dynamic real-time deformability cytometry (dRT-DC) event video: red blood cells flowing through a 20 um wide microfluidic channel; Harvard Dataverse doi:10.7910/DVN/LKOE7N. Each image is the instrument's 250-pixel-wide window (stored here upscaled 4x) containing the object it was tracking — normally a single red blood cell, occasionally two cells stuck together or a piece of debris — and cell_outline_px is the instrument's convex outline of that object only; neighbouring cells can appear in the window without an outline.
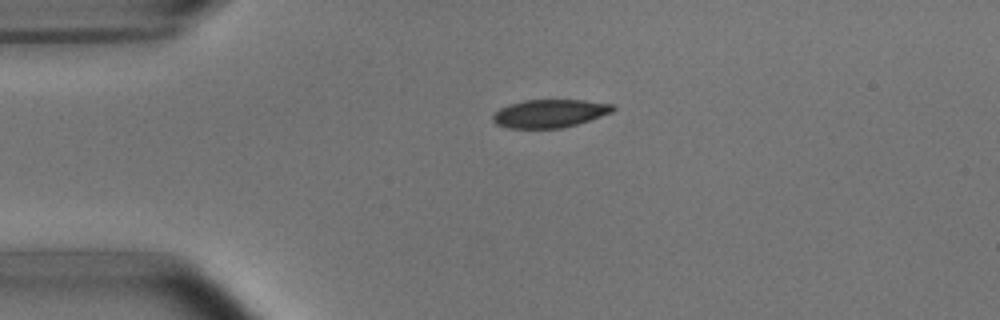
{"species": "common noctule bat (a hibernating species)", "species_latin": "Nyctalus noctula", "temperature_condition": "room temperature", "stored_images_in_passage": 41, "camera_frame_rate_fps": 3000, "um_per_image_px": 0.085, "animal": {"sex": "male", "body_mass_g": 15.6}, "frame": {"image": 1, "passage_image": 1, "time_ms": 0.0, "image_size_px": [1000, 320], "cell_outline_px": [[616, 108], [612, 112], [576, 124], [560, 128], [508, 128], [496, 124], [492, 120], [492, 116], [500, 108], [524, 100], [580, 100], [612, 104]], "centroid_in_image_um": [46.7, 9.64], "position_along_channel_um": 38.3, "area_um2": 19.36}}
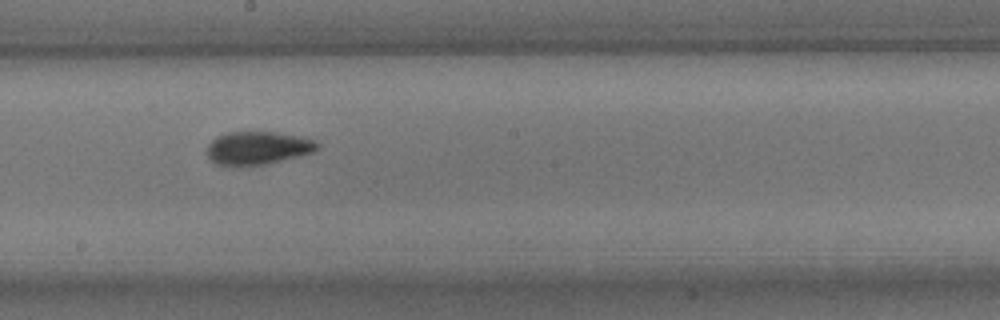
{"frame": {"image": 2, "passage_image": 18, "time_ms": 5.667, "image_size_px": [1000, 320], "cell_outline_px": [[320, 148], [312, 152], [264, 164], [240, 168], [216, 164], [208, 156], [208, 144], [216, 136], [228, 132], [276, 132], [300, 136], [316, 140], [320, 144]], "centroid_in_image_um": [21.9, 12.59], "position_along_channel_um": 226.3, "area_um2": 21.5}}
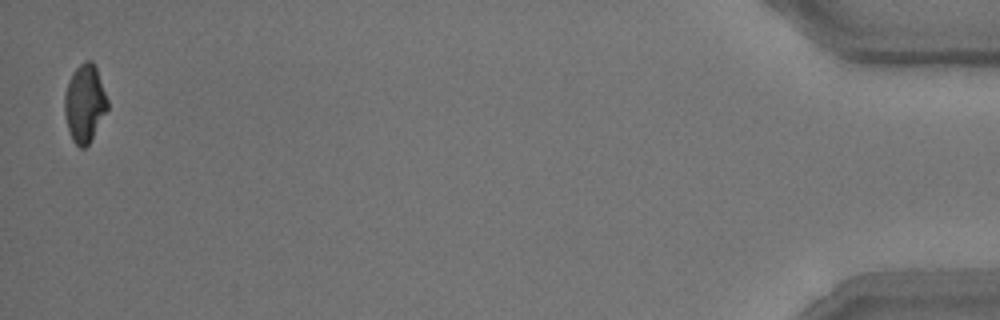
{"frame": {"image": 3, "passage_image": 41, "time_ms": 13.333, "image_size_px": [1000, 320], "cell_outline_px": [[108, 108], [88, 144], [84, 148], [80, 148], [72, 140], [68, 128], [64, 112], [64, 92], [68, 80], [72, 72], [84, 60], [92, 60], [96, 68], [108, 100]], "centroid_in_image_um": [7.18, 8.75], "position_along_channel_um": 428.0, "area_um2": 19.36}, "authors_computed_cell_mechanics": {"area_um2": 20.7502, "velocity_mm_per_s": 3.7966, "shape_relaxation_time_tau1_ms": 2.5952, "shape_relaxation_time_tau2_ms": 1.7741, "deformation_change_tau1": 0.1288, "deformation_change_tau2": 0.0675}}